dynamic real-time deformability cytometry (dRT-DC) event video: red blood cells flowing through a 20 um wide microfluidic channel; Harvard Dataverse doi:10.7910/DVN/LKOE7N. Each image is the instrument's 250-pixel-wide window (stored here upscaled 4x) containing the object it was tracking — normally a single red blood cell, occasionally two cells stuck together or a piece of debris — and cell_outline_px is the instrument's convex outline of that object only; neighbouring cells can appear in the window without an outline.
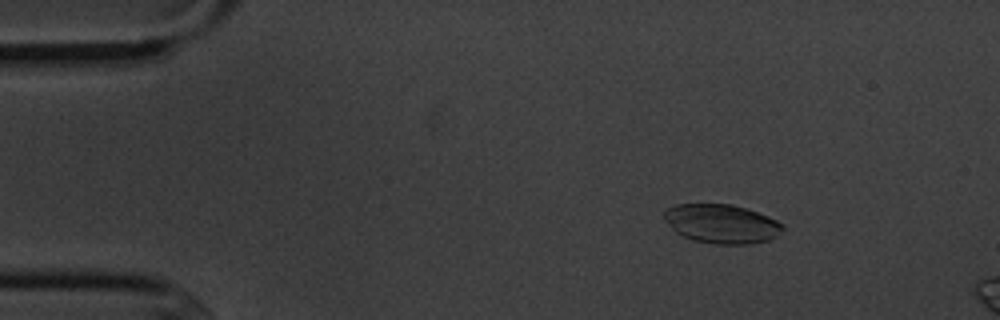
{"species": "common noctule bat (a hibernating species)", "species_latin": "Nyctalus noctula", "temperature_condition": "cold", "stored_images_in_passage": 4, "camera_frame_rate_fps": 3000, "um_per_image_px": 0.085, "animal": {"sex": "male", "body_mass_g": 20.1, "forearm_length_mm": 53.5}, "frame": {"image": 1, "passage_image": 3, "time_ms": 2.333, "image_size_px": [1000, 320], "cell_outline_px": [[784, 228], [776, 236], [768, 240], [748, 244], [712, 244], [692, 240], [676, 232], [664, 220], [664, 212], [668, 208], [676, 204], [732, 204], [768, 216], [776, 220]], "centroid_in_image_um": [61.31, 19.02], "position_along_channel_um": 23.7, "area_um2": 26.76}}